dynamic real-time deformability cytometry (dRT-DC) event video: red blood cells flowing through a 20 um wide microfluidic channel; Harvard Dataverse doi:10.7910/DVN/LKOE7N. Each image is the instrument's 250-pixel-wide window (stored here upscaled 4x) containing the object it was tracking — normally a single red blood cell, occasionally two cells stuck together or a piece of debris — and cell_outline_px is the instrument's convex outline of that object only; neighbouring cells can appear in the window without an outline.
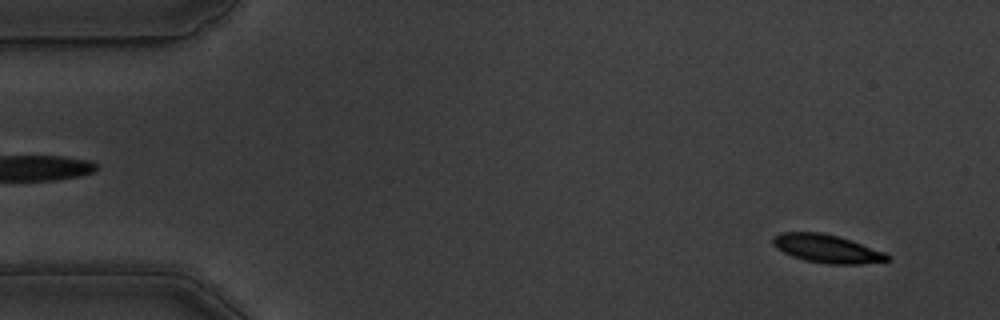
{"species": "common noctule bat (a hibernating species)", "species_latin": "Nyctalus noctula", "temperature_condition": "warm", "stored_images_in_passage": 54, "camera_frame_rate_fps": 3000, "um_per_image_px": 0.085, "animal": {"sex": "male", "body_mass_g": 19.5, "forearm_length_mm": 54.6}, "frame": {"image": 1, "passage_image": 3, "time_ms": 0.667, "image_size_px": [1000, 320], "cell_outline_px": [[892, 260], [860, 264], [828, 264], [804, 260], [792, 256], [776, 248], [772, 244], [772, 236], [780, 232], [820, 232], [836, 236], [884, 252], [892, 256]], "centroid_in_image_um": [70.25, 21.14], "position_along_channel_um": 14.7, "area_um2": 18.73}}
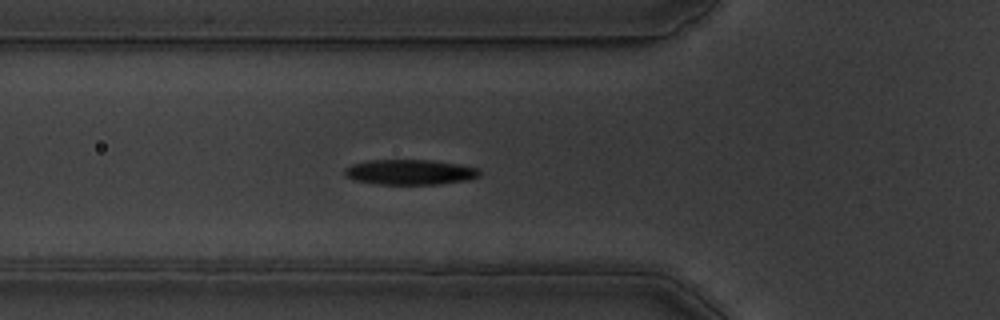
{"frame": {"image": 2, "passage_image": 18, "time_ms": 5.667, "image_size_px": [1000, 320], "cell_outline_px": [[480, 176], [468, 180], [436, 184], [376, 184], [356, 180], [344, 176], [344, 168], [352, 164], [368, 160], [432, 160], [460, 164], [480, 168]], "centroid_in_image_um": [34.86, 14.62], "position_along_channel_um": 90.9, "area_um2": 19.94}}
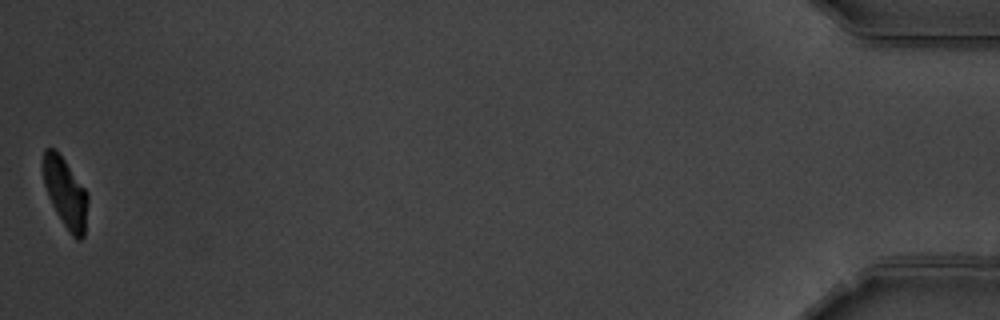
{"frame": {"image": 3, "passage_image": 54, "time_ms": 17.667, "image_size_px": [1000, 320], "cell_outline_px": [[88, 200], [84, 236], [80, 240], [76, 240], [72, 236], [64, 224], [52, 204], [48, 196], [44, 184], [44, 148], [52, 148], [64, 160], [88, 192]], "centroid_in_image_um": [5.59, 16.43], "position_along_channel_um": 429.6, "area_um2": 17.69}, "authors_computed_cell_mechanics": {"area_um2": 20.2011, "velocity_mm_per_s": 3.6407, "shape_relaxation_time_tau1_ms": 3.0762, "shape_relaxation_time_tau2_ms": 1.5995, "deformation_change_tau1": 0.1585, "deformation_change_tau2": 0.0721}}